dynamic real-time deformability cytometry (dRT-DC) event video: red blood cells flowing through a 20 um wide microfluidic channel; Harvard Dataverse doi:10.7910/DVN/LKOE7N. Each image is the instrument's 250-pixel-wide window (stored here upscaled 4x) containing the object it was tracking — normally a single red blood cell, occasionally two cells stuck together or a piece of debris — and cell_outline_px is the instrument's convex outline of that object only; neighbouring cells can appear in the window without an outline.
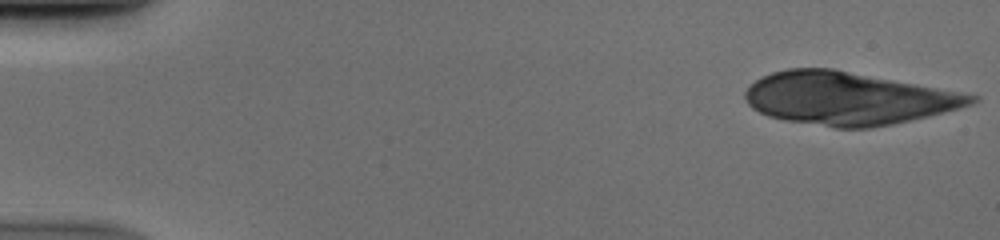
{"species": "human", "species_latin": "Homo sapiens", "temperature_condition": "cold", "stored_images_in_passage": 16, "camera_frame_rate_fps": 3000, "um_per_image_px": 0.085, "donor": {"sex": "male"}, "frame": {"image": 1, "passage_image": 1, "time_ms": 0.0, "image_size_px": [1000, 240], "cell_outline_px": [[980, 100], [972, 104], [960, 108], [928, 116], [892, 124], [868, 128], [836, 128], [784, 120], [768, 116], [752, 108], [748, 104], [744, 96], [744, 92], [748, 84], [760, 76], [772, 72], [788, 68], [832, 68], [960, 92], [980, 96]], "centroid_in_image_um": [72.03, 8.36], "position_along_channel_um": 13.0, "area_um2": 69.59}}